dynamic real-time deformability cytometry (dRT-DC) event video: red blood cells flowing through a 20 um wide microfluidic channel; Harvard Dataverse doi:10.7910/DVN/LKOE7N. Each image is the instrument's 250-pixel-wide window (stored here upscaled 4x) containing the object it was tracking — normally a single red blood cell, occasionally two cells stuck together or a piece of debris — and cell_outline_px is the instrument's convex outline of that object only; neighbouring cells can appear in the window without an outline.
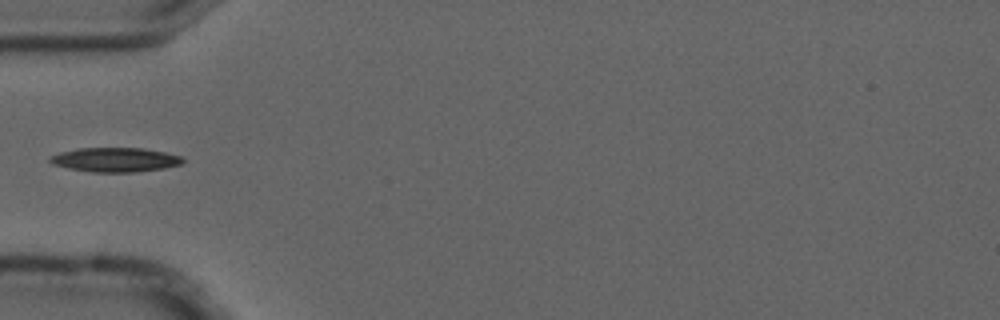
{"species": "common noctule bat (a hibernating species)", "species_latin": "Nyctalus noctula", "temperature_condition": "cold", "stored_images_in_passage": 5, "camera_frame_rate_fps": 3000, "um_per_image_px": 0.085, "animal": {"sex": "male", "forearm_length_mm": 52.5}, "frame": {"image": 1, "passage_image": 4, "time_ms": 1.0, "image_size_px": [1000, 320], "cell_outline_px": [[184, 160], [180, 164], [164, 168], [136, 172], [92, 172], [68, 168], [52, 164], [48, 160], [52, 156], [60, 152], [76, 148], [144, 148], [164, 152], [180, 156]], "centroid_in_image_um": [9.77, 13.57], "position_along_channel_um": 75.2, "area_um2": 18.73}}
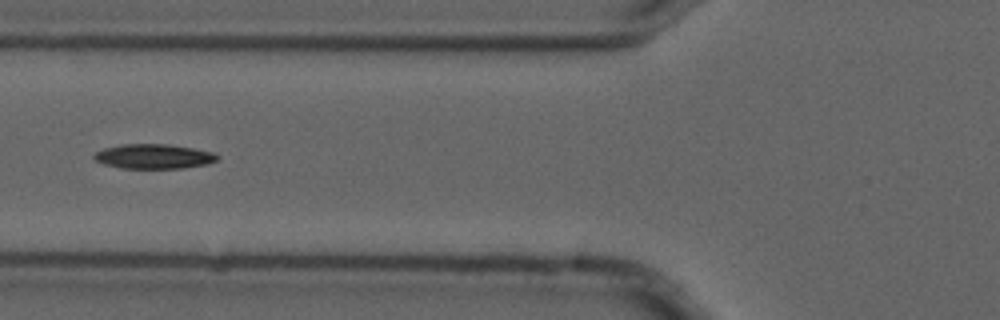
{"frame": {"image": 2, "passage_image": 5, "time_ms": 1.333, "image_size_px": [1000, 320], "cell_outline_px": [[220, 156], [216, 160], [208, 164], [184, 168], [120, 168], [104, 164], [96, 160], [92, 156], [96, 152], [104, 148], [120, 144], [168, 144], [192, 148], [212, 152]], "centroid_in_image_um": [13.06, 13.29], "position_along_channel_um": 112.7, "area_um2": 17.69}}